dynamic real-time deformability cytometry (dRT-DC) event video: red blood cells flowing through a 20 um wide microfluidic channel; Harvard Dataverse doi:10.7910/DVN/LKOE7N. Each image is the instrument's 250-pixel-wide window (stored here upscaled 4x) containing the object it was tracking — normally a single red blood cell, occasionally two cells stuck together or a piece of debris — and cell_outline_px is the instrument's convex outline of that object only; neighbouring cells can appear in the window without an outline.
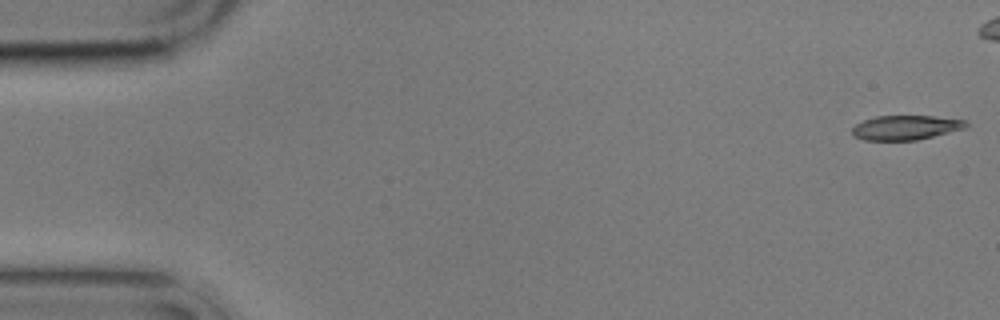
{"species": "common noctule bat (a hibernating species)", "species_latin": "Nyctalus noctula", "temperature_condition": "cold", "stored_images_in_passage": 8, "segment_of_instrument_passage": [1, 2], "camera_frame_rate_fps": 3000, "um_per_image_px": 0.085, "animal": {"sex": "male", "body_mass_g": 17.9}, "frame": {"image": 1, "passage_image": 1, "time_ms": 0.0, "image_size_px": [1000, 320], "cell_outline_px": [[968, 124], [964, 128], [916, 140], [864, 140], [856, 136], [852, 132], [852, 128], [856, 124], [864, 120], [876, 116], [932, 116], [964, 120]], "centroid_in_image_um": [76.95, 10.84], "position_along_channel_um": 8.1, "area_um2": 15.9}}
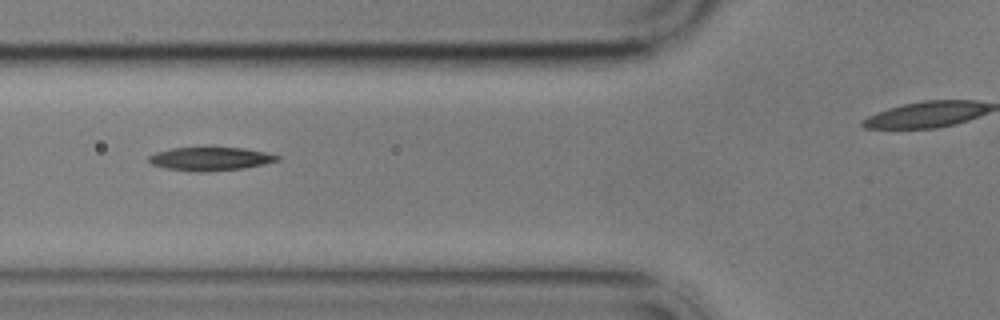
{"frame": {"image": 2, "passage_image": 7, "time_ms": 6.667, "image_size_px": [1000, 320], "cell_outline_px": [[280, 160], [264, 164], [244, 168], [208, 172], [196, 172], [168, 168], [152, 164], [148, 160], [148, 156], [156, 152], [172, 148], [244, 148], [264, 152], [280, 156]], "centroid_in_image_um": [17.89, 13.51], "position_along_channel_um": 107.9, "area_um2": 17.4}}